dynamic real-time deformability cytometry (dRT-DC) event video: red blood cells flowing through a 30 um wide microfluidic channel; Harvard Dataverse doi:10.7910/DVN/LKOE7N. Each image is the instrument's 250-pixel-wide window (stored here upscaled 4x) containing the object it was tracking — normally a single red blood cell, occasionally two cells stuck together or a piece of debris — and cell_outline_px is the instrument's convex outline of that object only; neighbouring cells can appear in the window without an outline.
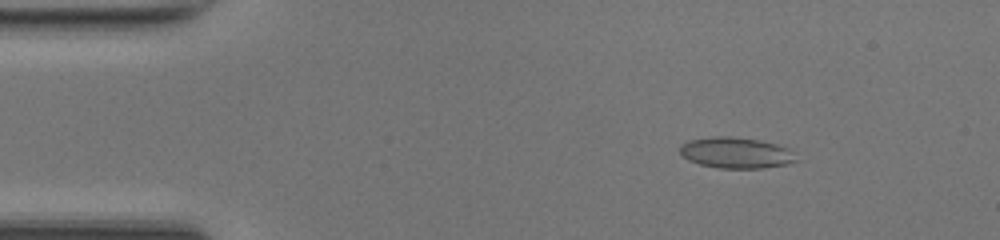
{"species": "common noctule bat (a hibernating species)", "species_latin": "Nyctalus noctula", "temperature_condition": "room temperature", "stored_images_in_passage": 49, "camera_frame_rate_fps": 3000, "um_per_image_px": 0.085, "animal": {"sex": "female", "body_mass_g": 17.0, "forearm_length_mm": 48.0}, "frame": {"image": 1, "passage_image": 7, "time_ms": 2.0, "image_size_px": [1000, 240], "cell_outline_px": [[796, 160], [788, 164], [760, 168], [716, 168], [700, 164], [688, 160], [680, 152], [680, 144], [688, 140], [712, 136], [728, 136], [760, 140], [776, 144], [788, 148], [792, 152]], "centroid_in_image_um": [62.52, 12.98], "position_along_channel_um": 22.5, "area_um2": 20.92}}
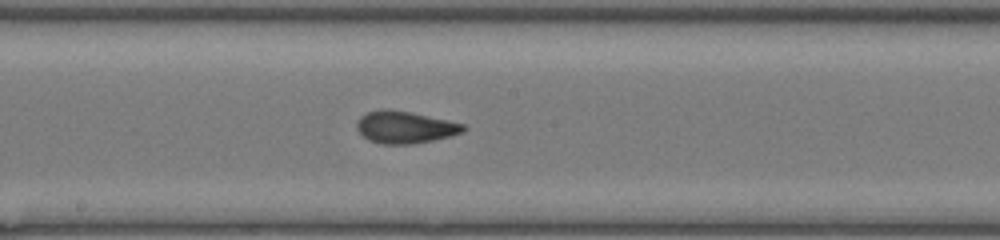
{"frame": {"image": 2, "passage_image": 26, "time_ms": 8.333, "image_size_px": [1000, 240], "cell_outline_px": [[468, 128], [464, 132], [452, 136], [412, 144], [380, 144], [368, 140], [356, 128], [356, 120], [360, 116], [368, 112], [384, 108], [408, 112], [448, 120], [464, 124]], "centroid_in_image_um": [34.42, 10.82], "position_along_channel_um": 213.8, "area_um2": 20.0}}
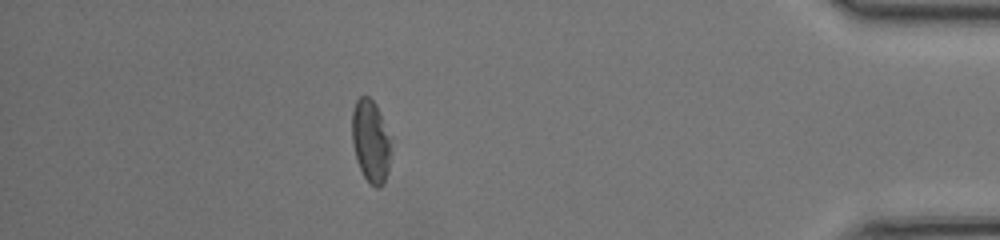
{"frame": {"image": 3, "passage_image": 43, "time_ms": 14.0, "image_size_px": [1000, 240], "cell_outline_px": [[392, 152], [388, 172], [380, 188], [376, 188], [364, 176], [356, 160], [352, 140], [352, 112], [356, 100], [360, 96], [368, 96], [376, 104], [392, 136]], "centroid_in_image_um": [31.55, 11.98], "position_along_channel_um": 403.6, "area_um2": 19.25}, "authors_computed_cell_mechanics": {"area_um2": 19.8832, "velocity_mm_per_s": 4.2387, "shape_relaxation_time_tau1_ms": 7.2902, "shape_relaxation_time_tau2_ms": 0.9524, "deformation_change_tau1": 0.1894, "deformation_change_tau2": 0.0751}}